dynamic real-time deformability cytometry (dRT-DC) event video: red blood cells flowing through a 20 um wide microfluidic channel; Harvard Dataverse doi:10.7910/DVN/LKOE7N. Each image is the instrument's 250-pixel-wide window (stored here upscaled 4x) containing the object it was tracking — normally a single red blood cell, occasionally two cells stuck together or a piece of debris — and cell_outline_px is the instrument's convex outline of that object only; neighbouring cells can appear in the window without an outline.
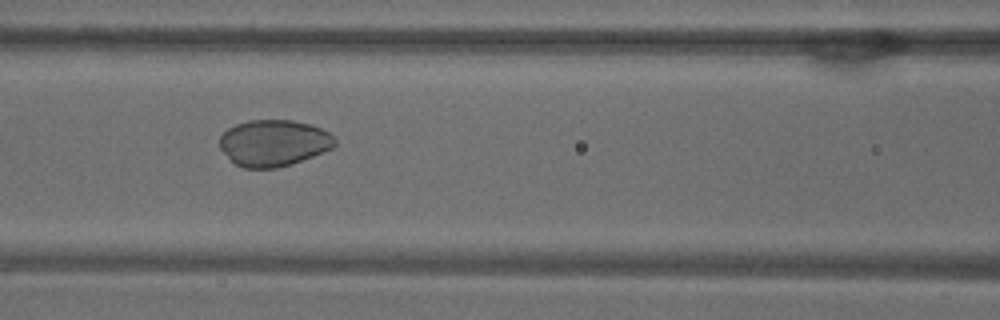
{"species": "common noctule bat (a hibernating species)", "species_latin": "Nyctalus noctula", "temperature_condition": "warm", "stored_images_in_passage": 49, "camera_frame_rate_fps": 3000, "um_per_image_px": 0.085, "animal": {"sex": "male", "body_mass_g": 18.8}, "frame": {"image": 1, "passage_image": 19, "time_ms": 6.0, "image_size_px": [1000, 320], "cell_outline_px": [[336, 144], [332, 148], [292, 164], [276, 168], [244, 168], [236, 164], [220, 148], [220, 136], [228, 128], [236, 124], [248, 120], [292, 120], [312, 124], [328, 132], [336, 140]], "centroid_in_image_um": [23.27, 12.14], "position_along_channel_um": 143.3, "area_um2": 31.04}}
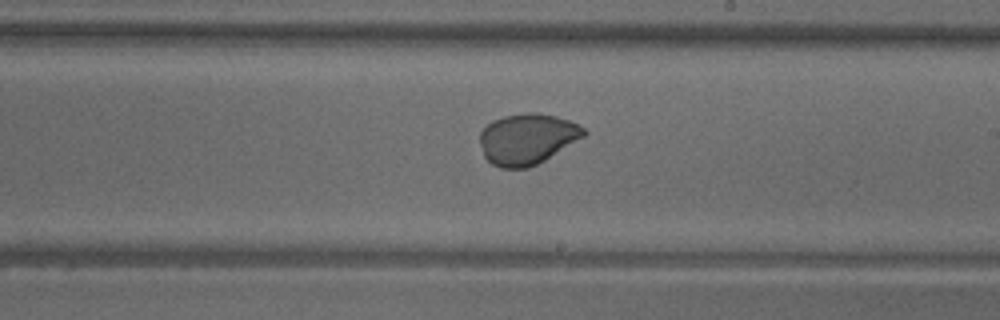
{"frame": {"image": 2, "passage_image": 27, "time_ms": 8.667, "image_size_px": [1000, 320], "cell_outline_px": [[588, 132], [584, 136], [544, 160], [528, 168], [500, 168], [492, 164], [484, 156], [480, 144], [480, 132], [492, 120], [504, 116], [532, 112], [536, 112], [556, 116], [568, 120], [584, 128]], "centroid_in_image_um": [44.79, 11.81], "position_along_channel_um": 244.2, "area_um2": 30.52}}
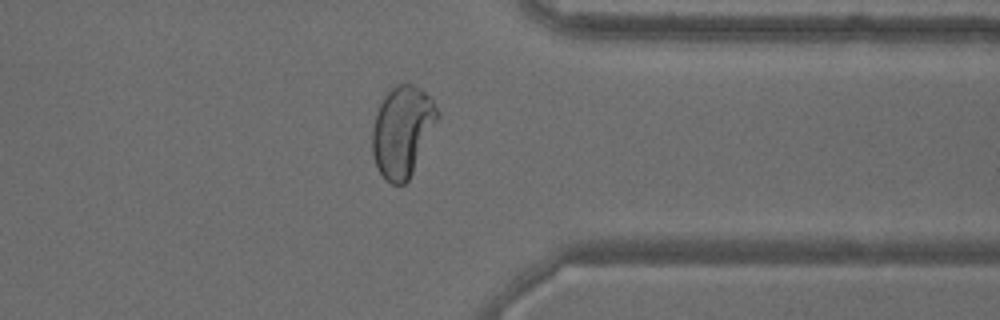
{"frame": {"image": 3, "passage_image": 38, "time_ms": 12.333, "image_size_px": [1000, 320], "cell_outline_px": [[440, 116], [408, 180], [404, 184], [392, 184], [380, 172], [372, 156], [372, 128], [376, 112], [384, 96], [396, 84], [408, 80], [432, 96], [440, 112]], "centroid_in_image_um": [34.22, 11.07], "position_along_channel_um": 377.2, "area_um2": 34.68}}